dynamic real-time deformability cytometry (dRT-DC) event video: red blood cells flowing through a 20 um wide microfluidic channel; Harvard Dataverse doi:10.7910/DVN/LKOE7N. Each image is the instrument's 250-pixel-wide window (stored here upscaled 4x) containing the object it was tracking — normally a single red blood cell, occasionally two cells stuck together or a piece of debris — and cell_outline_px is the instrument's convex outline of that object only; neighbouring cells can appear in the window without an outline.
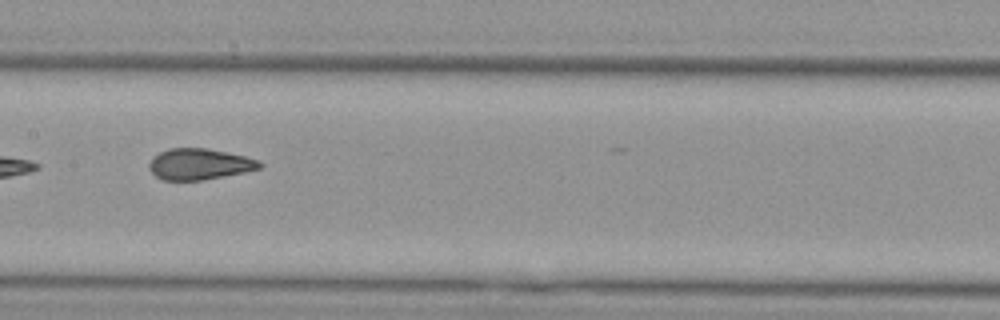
{"species": "Egyptian fruit bat (a non-hibernating species)", "species_latin": "Rousettus aegyptiacus", "temperature_condition": "cold", "stored_images_in_passage": 8, "camera_frame_rate_fps": 3000, "um_per_image_px": 0.085, "animal": {"sex": "female"}, "frame": {"image": 1, "passage_image": 8, "time_ms": 8.667, "image_size_px": [1000, 320], "cell_outline_px": [[264, 164], [260, 168], [244, 172], [204, 180], [160, 180], [148, 168], [148, 164], [152, 156], [168, 148], [208, 148], [244, 156], [260, 160]], "centroid_in_image_um": [16.93, 13.95], "position_along_channel_um": 190.5, "area_um2": 20.17}}